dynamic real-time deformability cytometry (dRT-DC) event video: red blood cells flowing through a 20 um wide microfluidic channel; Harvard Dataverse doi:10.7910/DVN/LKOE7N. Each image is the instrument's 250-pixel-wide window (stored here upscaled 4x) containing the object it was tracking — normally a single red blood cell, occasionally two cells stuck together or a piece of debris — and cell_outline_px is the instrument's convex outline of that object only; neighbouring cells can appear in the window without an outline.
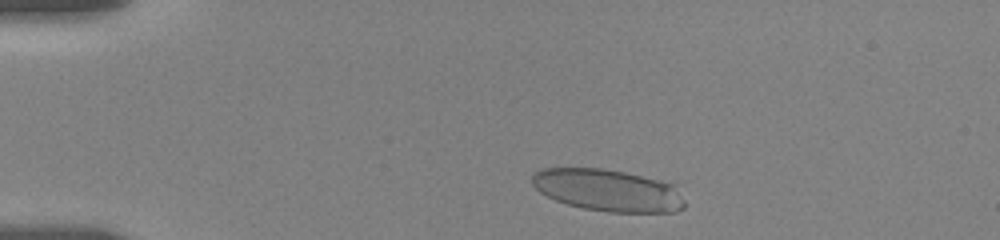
{"species": "human", "species_latin": "Homo sapiens", "temperature_condition": "room temperature", "stored_images_in_passage": 24, "camera_frame_rate_fps": 3000, "um_per_image_px": 0.085, "donor": {"sex": "female"}, "frame": {"image": 1, "passage_image": 3, "time_ms": 1.0, "image_size_px": [1000, 240], "cell_outline_px": [[684, 208], [676, 212], [608, 212], [584, 208], [568, 204], [556, 200], [540, 192], [532, 184], [532, 176], [536, 172], [544, 168], [600, 168], [624, 172], [672, 184], [684, 200]], "centroid_in_image_um": [51.65, 16.18], "position_along_channel_um": 33.3, "area_um2": 36.88}}
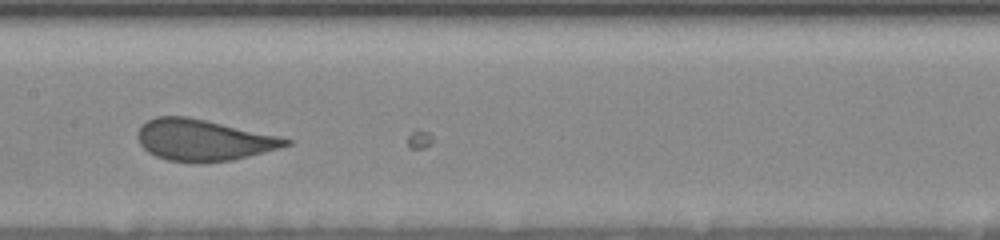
{"frame": {"image": 2, "passage_image": 18, "time_ms": 7.0, "image_size_px": [1000, 240], "cell_outline_px": [[292, 144], [280, 148], [232, 160], [200, 164], [196, 164], [168, 160], [156, 156], [148, 152], [140, 144], [136, 136], [136, 132], [148, 120], [156, 116], [188, 116], [280, 136], [292, 140]], "centroid_in_image_um": [17.28, 11.92], "position_along_channel_um": 190.1, "area_um2": 35.95}}
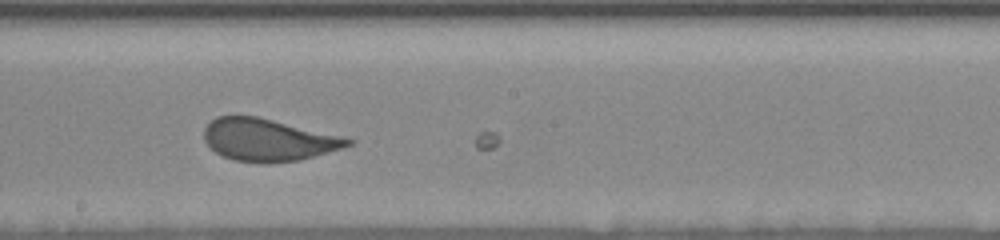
{"frame": {"image": 3, "passage_image": 21, "time_ms": 8.0, "image_size_px": [1000, 240], "cell_outline_px": [[356, 140], [352, 144], [340, 148], [312, 156], [296, 160], [236, 160], [224, 156], [216, 152], [204, 140], [204, 128], [216, 116], [256, 116], [344, 136]], "centroid_in_image_um": [22.8, 11.83], "position_along_channel_um": 225.4, "area_um2": 34.22}}